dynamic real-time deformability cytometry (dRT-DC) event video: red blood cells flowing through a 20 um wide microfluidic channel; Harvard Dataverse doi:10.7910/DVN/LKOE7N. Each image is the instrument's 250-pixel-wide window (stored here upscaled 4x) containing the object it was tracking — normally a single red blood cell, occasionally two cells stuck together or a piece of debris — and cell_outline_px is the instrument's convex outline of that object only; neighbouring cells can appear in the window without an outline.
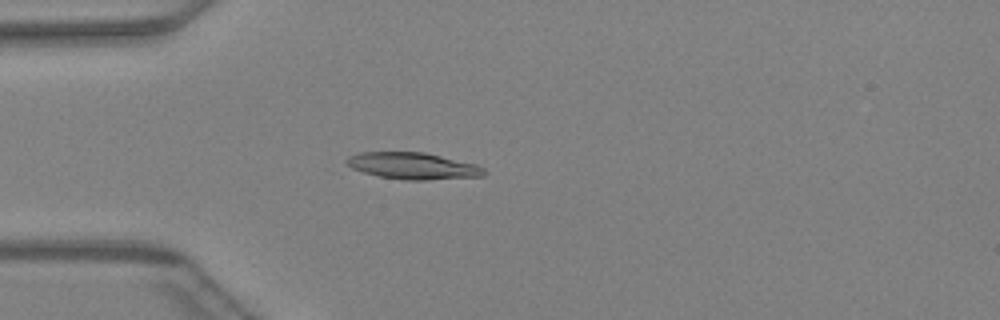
{"species": "Egyptian fruit bat (a non-hibernating species)", "species_latin": "Rousettus aegyptiacus", "temperature_condition": "warm", "stored_images_in_passage": 46, "camera_frame_rate_fps": 3000, "um_per_image_px": 0.085, "animal": {"sex": "female"}, "frame": {"image": 1, "passage_image": 13, "time_ms": 4.0, "image_size_px": [1000, 320], "cell_outline_px": [[488, 172], [484, 176], [428, 180], [404, 180], [380, 176], [364, 172], [352, 168], [344, 164], [344, 160], [348, 156], [360, 152], [424, 152], [476, 164], [484, 168]], "centroid_in_image_um": [35.1, 14.1], "position_along_channel_um": 49.9, "area_um2": 21.5}}
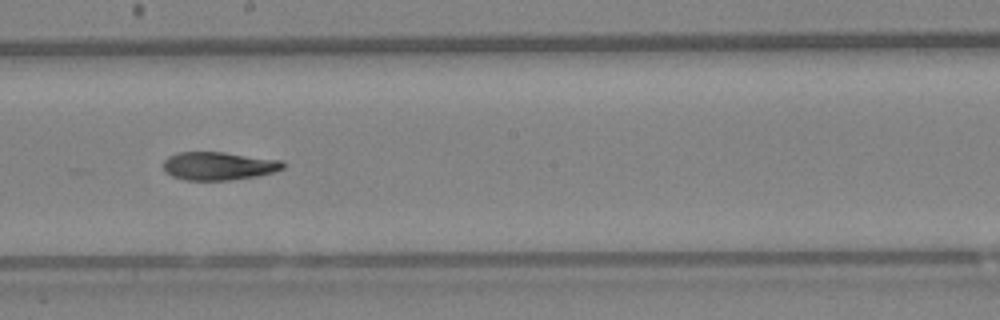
{"frame": {"image": 2, "passage_image": 26, "time_ms": 8.333, "image_size_px": [1000, 320], "cell_outline_px": [[284, 168], [272, 172], [256, 176], [232, 180], [184, 180], [172, 176], [164, 172], [164, 160], [168, 156], [180, 152], [224, 152], [284, 160]], "centroid_in_image_um": [18.58, 14.1], "position_along_channel_um": 229.6, "area_um2": 19.77}}
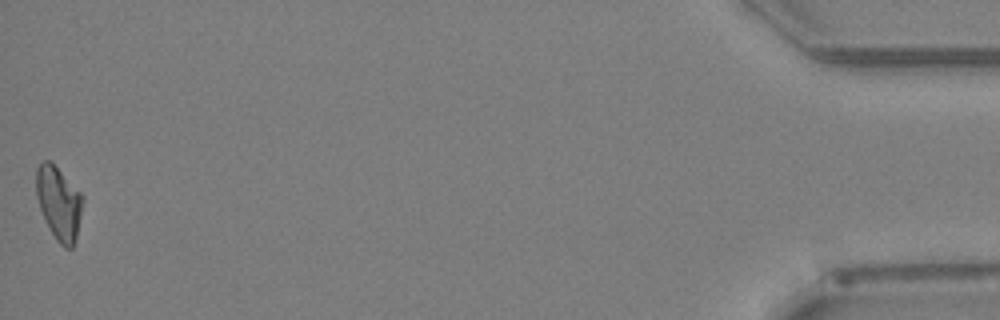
{"frame": {"image": 3, "passage_image": 46, "time_ms": 15.0, "image_size_px": [1000, 320], "cell_outline_px": [[84, 200], [76, 236], [72, 248], [64, 248], [56, 240], [40, 208], [36, 196], [36, 168], [44, 160], [48, 160], [84, 196]], "centroid_in_image_um": [5.0, 17.27], "position_along_channel_um": 430.2, "area_um2": 19.36}}